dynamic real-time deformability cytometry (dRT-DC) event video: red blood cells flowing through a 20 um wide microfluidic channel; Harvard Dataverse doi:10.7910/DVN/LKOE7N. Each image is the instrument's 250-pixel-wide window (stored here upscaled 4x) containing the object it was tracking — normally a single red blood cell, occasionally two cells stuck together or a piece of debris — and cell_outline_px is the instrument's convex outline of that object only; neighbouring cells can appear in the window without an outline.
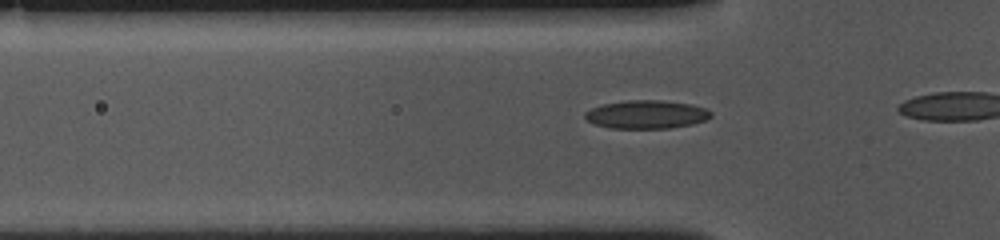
{"species": "common noctule bat (a hibernating species)", "species_latin": "Nyctalus noctula", "temperature_condition": "cold", "stored_images_in_passage": 18, "camera_frame_rate_fps": 3000, "um_per_image_px": 0.085, "animal": {"sex": "female", "body_mass_g": 10.0, "forearm_length_mm": 53.1}, "frame": {"image": 1, "passage_image": 13, "time_ms": 4.0, "image_size_px": [1000, 240], "cell_outline_px": [[712, 116], [708, 120], [692, 124], [668, 128], [612, 128], [592, 124], [584, 116], [584, 112], [592, 108], [604, 104], [628, 100], [660, 100], [692, 104], [708, 108], [712, 112]], "centroid_in_image_um": [54.99, 9.72], "position_along_channel_um": 70.8, "area_um2": 20.92}}